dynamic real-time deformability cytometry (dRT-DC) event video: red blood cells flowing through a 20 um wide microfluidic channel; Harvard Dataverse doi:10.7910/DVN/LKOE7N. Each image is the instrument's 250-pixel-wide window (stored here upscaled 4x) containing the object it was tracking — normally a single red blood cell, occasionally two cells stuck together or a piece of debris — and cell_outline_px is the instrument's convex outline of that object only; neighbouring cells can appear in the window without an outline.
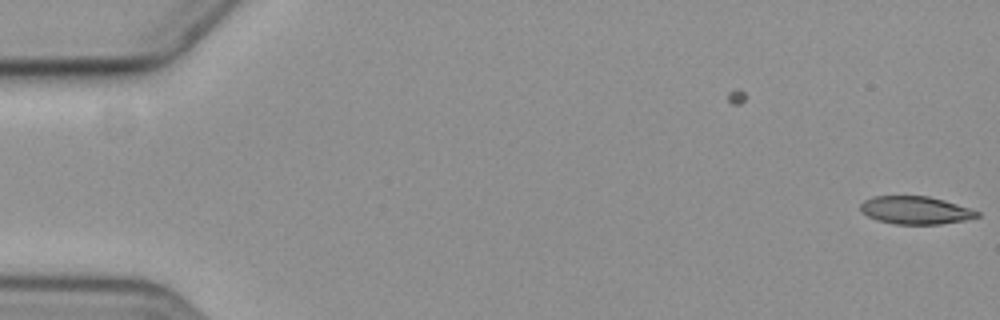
{"species": "common noctule bat (a hibernating species)", "species_latin": "Nyctalus noctula", "temperature_condition": "cold", "stored_images_in_passage": 6, "camera_frame_rate_fps": 3000, "um_per_image_px": 0.085, "animal": {"sex": "female", "body_mass_g": 19.3, "forearm_length_mm": 54.1}, "frame": {"image": 1, "passage_image": 1, "time_ms": 0.0, "image_size_px": [1000, 320], "cell_outline_px": [[980, 216], [964, 220], [940, 224], [896, 224], [876, 220], [860, 212], [860, 204], [864, 200], [876, 196], [928, 196], [944, 200], [980, 212]], "centroid_in_image_um": [77.78, 17.87], "position_along_channel_um": 7.2, "area_um2": 18.84}}
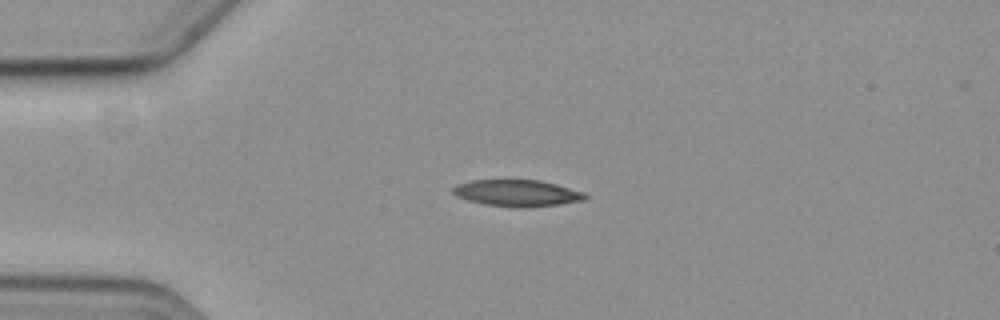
{"frame": {"image": 2, "passage_image": 5, "time_ms": 4.667, "image_size_px": [1000, 320], "cell_outline_px": [[588, 196], [584, 200], [560, 204], [524, 208], [512, 208], [484, 204], [468, 200], [456, 196], [452, 192], [452, 188], [456, 184], [472, 180], [540, 180], [556, 184], [584, 192]], "centroid_in_image_um": [43.94, 16.42], "position_along_channel_um": 41.1, "area_um2": 20.63}}